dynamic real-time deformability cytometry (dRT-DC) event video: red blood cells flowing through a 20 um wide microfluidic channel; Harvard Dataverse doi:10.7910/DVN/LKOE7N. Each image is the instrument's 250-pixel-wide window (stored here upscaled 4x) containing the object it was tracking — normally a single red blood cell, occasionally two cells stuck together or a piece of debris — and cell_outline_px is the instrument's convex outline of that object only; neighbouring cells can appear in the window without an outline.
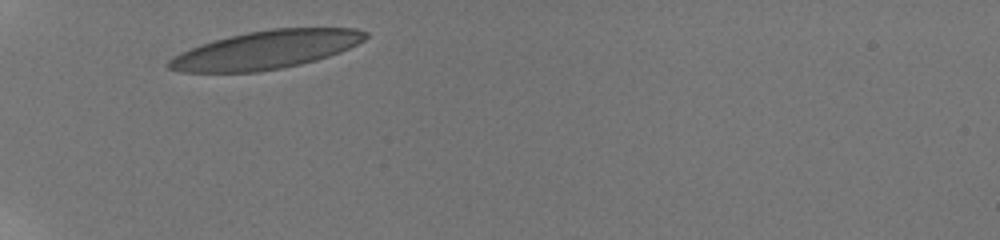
{"species": "human", "species_latin": "Homo sapiens", "temperature_condition": "room temperature", "stored_images_in_passage": 3, "camera_frame_rate_fps": 3000, "um_per_image_px": 0.085, "donor": {"sex": "male"}, "frame": {"image": 1, "passage_image": 1, "time_ms": 0.0, "image_size_px": [1000, 240], "cell_outline_px": [[368, 36], [364, 40], [340, 52], [316, 60], [300, 64], [280, 68], [256, 72], [180, 72], [168, 68], [164, 64], [168, 60], [200, 44], [228, 36], [248, 32], [272, 28], [356, 28], [368, 32]], "centroid_in_image_um": [22.61, 4.23], "position_along_channel_um": 62.4, "area_um2": 43.52}}